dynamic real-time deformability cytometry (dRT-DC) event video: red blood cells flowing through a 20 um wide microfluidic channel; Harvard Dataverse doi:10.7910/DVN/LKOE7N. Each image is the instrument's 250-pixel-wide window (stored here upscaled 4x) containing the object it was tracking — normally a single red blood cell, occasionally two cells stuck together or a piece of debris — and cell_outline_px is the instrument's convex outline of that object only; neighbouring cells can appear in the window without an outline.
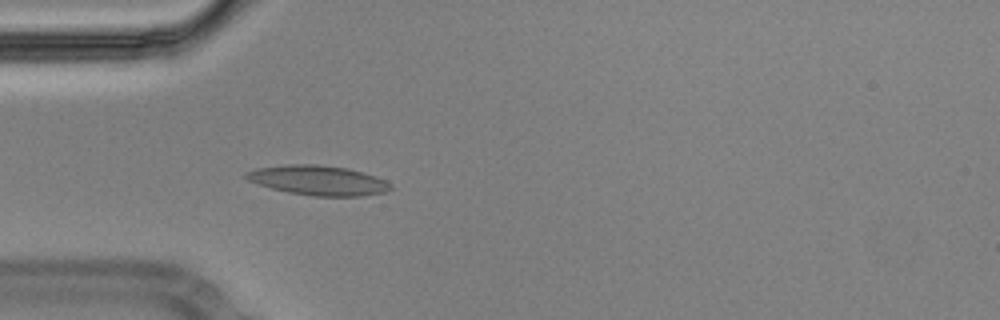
{"species": "Egyptian fruit bat (a non-hibernating species)", "species_latin": "Rousettus aegyptiacus", "temperature_condition": "cold", "stored_images_in_passage": 5, "camera_frame_rate_fps": 3000, "um_per_image_px": 0.085, "animal": {"sex": "male"}, "frame": {"image": 1, "passage_image": 5, "time_ms": 1.333, "image_size_px": [1000, 320], "cell_outline_px": [[392, 188], [384, 192], [360, 196], [312, 196], [288, 192], [272, 188], [248, 180], [244, 176], [244, 172], [256, 168], [288, 164], [316, 164], [348, 168], [376, 176], [384, 180]], "centroid_in_image_um": [27.01, 15.32], "position_along_channel_um": 58.0, "area_um2": 24.85}}